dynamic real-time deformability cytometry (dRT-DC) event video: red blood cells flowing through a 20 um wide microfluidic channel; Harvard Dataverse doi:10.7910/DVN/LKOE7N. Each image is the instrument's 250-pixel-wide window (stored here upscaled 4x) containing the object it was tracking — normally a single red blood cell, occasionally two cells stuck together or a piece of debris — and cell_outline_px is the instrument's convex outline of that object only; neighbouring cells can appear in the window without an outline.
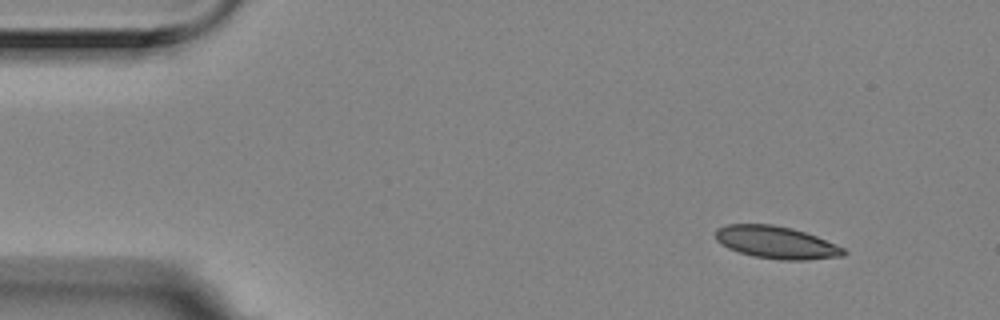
{"species": "Egyptian fruit bat (a non-hibernating species)", "species_latin": "Rousettus aegyptiacus", "temperature_condition": "room temperature", "stored_images_in_passage": 4, "camera_frame_rate_fps": 3000, "um_per_image_px": 0.085, "animal": {"sex": "female"}, "frame": {"image": 1, "passage_image": 1, "time_ms": 0.0, "image_size_px": [1000, 320], "cell_outline_px": [[848, 252], [844, 256], [808, 260], [780, 260], [752, 256], [728, 248], [720, 244], [716, 240], [716, 228], [728, 224], [772, 224], [792, 228], [816, 236], [844, 248]], "centroid_in_image_um": [65.98, 20.61], "position_along_channel_um": 19.0, "area_um2": 24.28}}
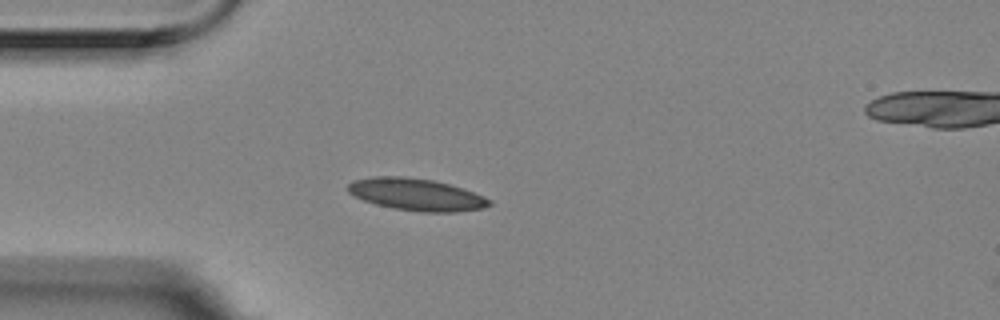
{"frame": {"image": 2, "passage_image": 3, "time_ms": 0.667, "image_size_px": [1000, 320], "cell_outline_px": [[492, 204], [484, 208], [456, 212], [420, 212], [392, 208], [376, 204], [364, 200], [348, 192], [348, 184], [352, 180], [372, 176], [404, 176], [432, 180], [464, 188], [484, 196], [492, 200]], "centroid_in_image_um": [35.41, 16.53], "position_along_channel_um": 49.6, "area_um2": 26.59}}